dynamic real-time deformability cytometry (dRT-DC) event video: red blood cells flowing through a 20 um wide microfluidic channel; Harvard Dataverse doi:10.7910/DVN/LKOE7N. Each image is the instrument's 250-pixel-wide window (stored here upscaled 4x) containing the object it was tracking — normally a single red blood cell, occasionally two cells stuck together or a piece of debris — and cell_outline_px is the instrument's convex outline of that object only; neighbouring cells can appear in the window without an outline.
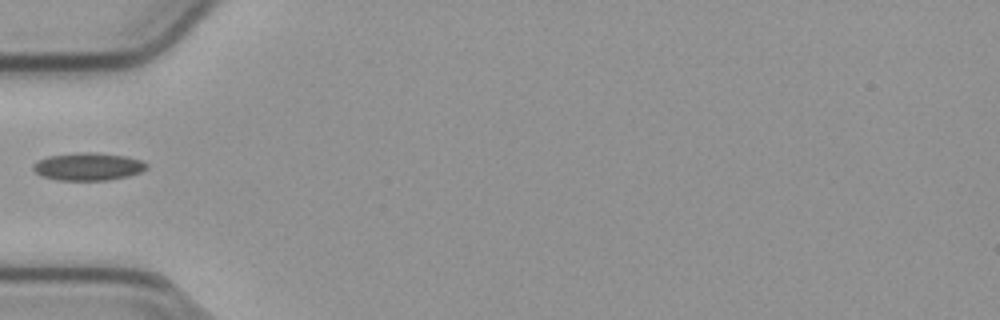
{"species": "common noctule bat (a hibernating species)", "species_latin": "Nyctalus noctula", "temperature_condition": "cold", "stored_images_in_passage": 17, "camera_frame_rate_fps": 3000, "um_per_image_px": 0.085, "animal": {"sex": "male", "body_mass_g": 23.1, "forearm_length_mm": 52.7}, "frame": {"image": 1, "passage_image": 1, "time_ms": 0.0, "image_size_px": [1000, 320], "cell_outline_px": [[148, 168], [140, 172], [128, 176], [108, 180], [56, 180], [44, 176], [36, 172], [32, 168], [32, 164], [48, 156], [80, 152], [92, 152], [124, 156], [140, 160], [148, 164]], "centroid_in_image_um": [7.5, 14.16], "position_along_channel_um": 77.5, "area_um2": 18.15}}
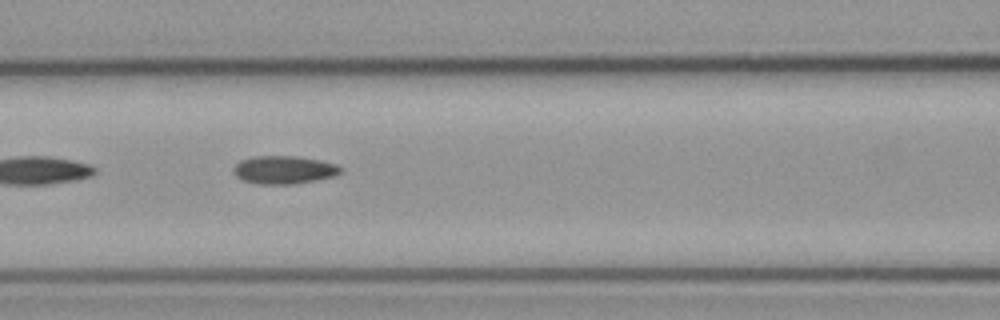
{"frame": {"image": 2, "passage_image": 6, "time_ms": 1.667, "image_size_px": [1000, 320], "cell_outline_px": [[344, 168], [336, 176], [296, 184], [260, 184], [244, 180], [236, 176], [232, 172], [232, 168], [240, 160], [252, 156], [296, 156], [320, 160], [336, 164]], "centroid_in_image_um": [24.14, 14.43], "position_along_channel_um": 142.5, "area_um2": 17.69}}
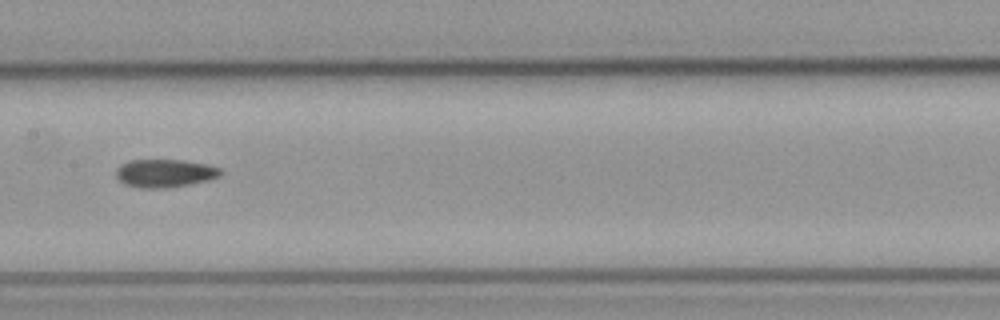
{"frame": {"image": 3, "passage_image": 10, "time_ms": 3.0, "image_size_px": [1000, 320], "cell_outline_px": [[224, 172], [220, 176], [208, 180], [188, 184], [164, 188], [140, 188], [124, 184], [116, 176], [116, 168], [120, 164], [132, 160], [184, 160], [208, 164], [220, 168]], "centroid_in_image_um": [14.02, 14.72], "position_along_channel_um": 193.4, "area_um2": 17.17}}